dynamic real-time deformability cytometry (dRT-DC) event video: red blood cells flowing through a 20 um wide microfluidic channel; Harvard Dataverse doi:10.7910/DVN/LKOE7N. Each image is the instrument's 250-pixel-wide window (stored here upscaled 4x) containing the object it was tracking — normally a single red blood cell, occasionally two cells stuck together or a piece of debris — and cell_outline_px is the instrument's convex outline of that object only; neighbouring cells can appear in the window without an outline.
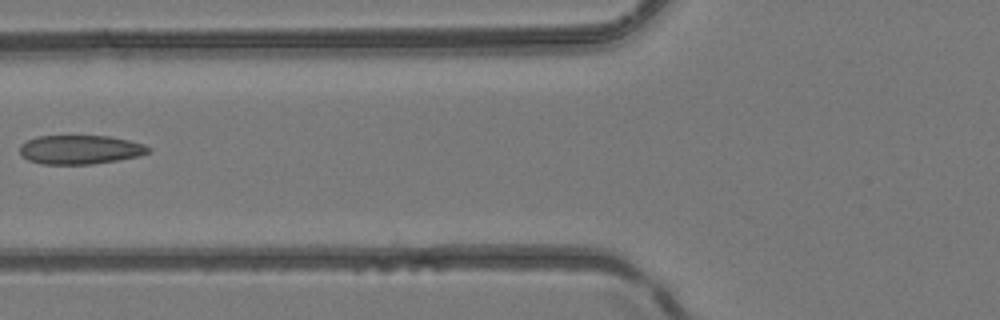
{"species": "common noctule bat (a hibernating species)", "species_latin": "Nyctalus noctula", "temperature_condition": "room temperature", "stored_images_in_passage": 4, "camera_frame_rate_fps": 3000, "um_per_image_px": 0.085, "animal": {"sex": "female", "body_mass_g": 24.6, "forearm_length_mm": 56.2}, "frame": {"image": 1, "passage_image": 4, "time_ms": 3.333, "image_size_px": [1000, 320], "cell_outline_px": [[152, 152], [140, 156], [92, 164], [40, 164], [28, 160], [20, 152], [20, 144], [36, 136], [108, 136], [128, 140], [144, 144], [152, 148]], "centroid_in_image_um": [6.84, 12.72], "position_along_channel_um": 119.0, "area_um2": 21.79}}